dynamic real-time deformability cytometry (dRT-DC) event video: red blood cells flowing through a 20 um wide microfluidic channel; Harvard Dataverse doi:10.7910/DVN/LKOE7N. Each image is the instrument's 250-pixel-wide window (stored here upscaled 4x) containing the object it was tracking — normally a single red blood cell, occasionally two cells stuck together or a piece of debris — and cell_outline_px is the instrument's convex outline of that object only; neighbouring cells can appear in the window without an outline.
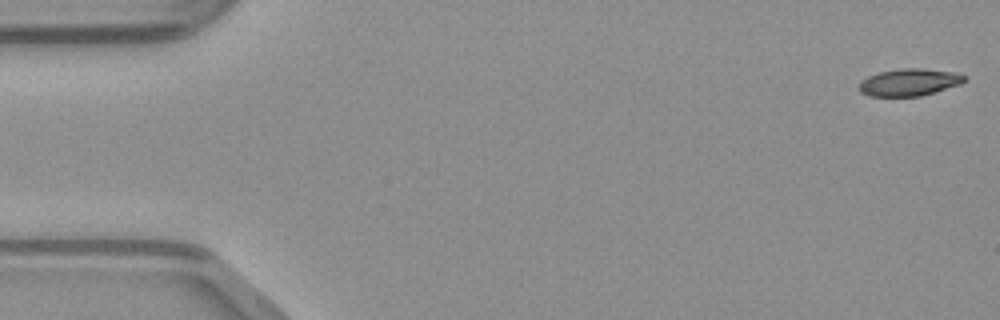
{"species": "common noctule bat (a hibernating species)", "species_latin": "Nyctalus noctula", "temperature_condition": "warm", "stored_images_in_passage": 48, "camera_frame_rate_fps": 3000, "um_per_image_px": 0.085, "animal": {"sex": "male", "body_mass_g": 23.1, "forearm_length_mm": 52.7}, "frame": {"image": 1, "passage_image": 1, "time_ms": 0.0, "image_size_px": [1000, 320], "cell_outline_px": [[964, 80], [960, 84], [920, 96], [868, 96], [860, 92], [856, 88], [860, 80], [868, 76], [880, 72], [900, 68], [920, 68], [952, 72], [964, 76]], "centroid_in_image_um": [77.18, 7.0], "position_along_channel_um": 7.8, "area_um2": 16.59}}
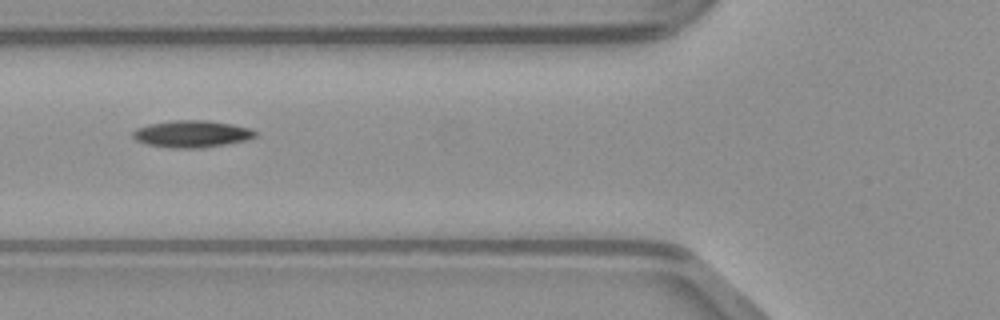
{"frame": {"image": 2, "passage_image": 18, "time_ms": 5.667, "image_size_px": [1000, 320], "cell_outline_px": [[256, 136], [244, 140], [224, 144], [200, 148], [172, 148], [148, 144], [136, 140], [132, 136], [132, 132], [136, 128], [148, 124], [172, 120], [208, 120], [232, 124], [252, 128], [256, 132]], "centroid_in_image_um": [16.28, 11.37], "position_along_channel_um": 109.5, "area_um2": 19.19}}
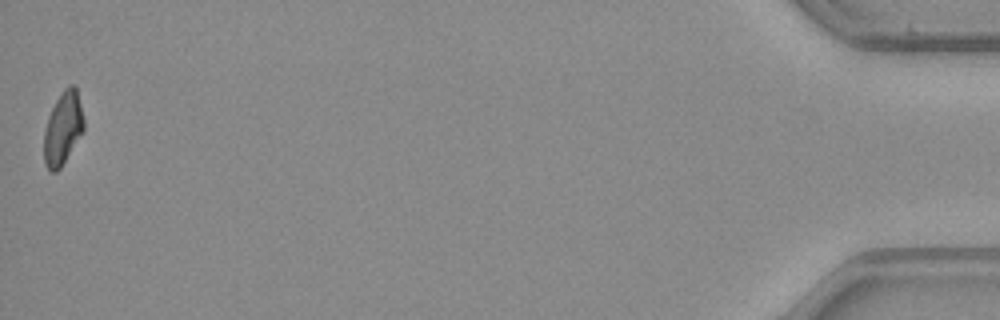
{"frame": {"image": 3, "passage_image": 48, "time_ms": 15.667, "image_size_px": [1000, 320], "cell_outline_px": [[84, 132], [60, 168], [56, 172], [52, 172], [44, 164], [44, 132], [48, 116], [56, 100], [64, 88], [68, 84], [76, 84], [84, 120]], "centroid_in_image_um": [5.36, 10.88], "position_along_channel_um": 429.8, "area_um2": 17.11}}